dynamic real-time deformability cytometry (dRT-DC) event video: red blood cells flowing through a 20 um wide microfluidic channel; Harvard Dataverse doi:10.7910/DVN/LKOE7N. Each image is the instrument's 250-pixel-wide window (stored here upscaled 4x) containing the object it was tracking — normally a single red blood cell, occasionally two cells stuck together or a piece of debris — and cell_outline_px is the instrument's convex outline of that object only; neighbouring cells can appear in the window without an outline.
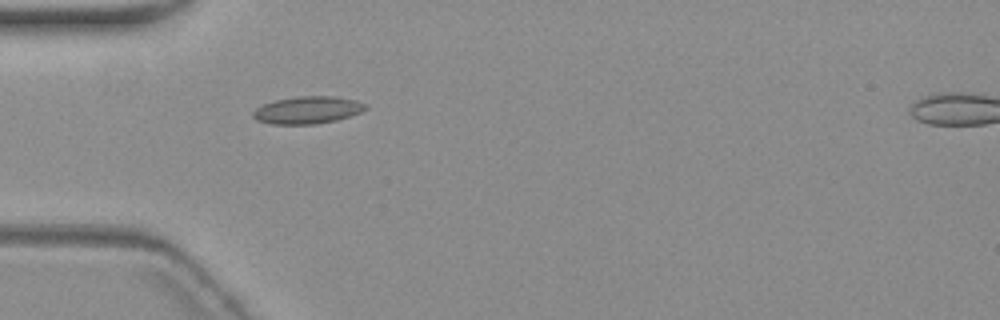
{"species": "common noctule bat (a hibernating species)", "species_latin": "Nyctalus noctula", "temperature_condition": "warm", "stored_images_in_passage": 2, "segment_of_instrument_passage": [1, 2], "camera_frame_rate_fps": 3000, "um_per_image_px": 0.085, "animal": {"sex": "female", "body_mass_g": 19.3, "forearm_length_mm": 54.1}, "frame": {"image": 1, "passage_image": 1, "time_ms": 0.0, "image_size_px": [1000, 320], "cell_outline_px": [[368, 108], [360, 112], [336, 120], [316, 124], [272, 124], [256, 120], [252, 116], [252, 112], [256, 108], [264, 104], [276, 100], [296, 96], [336, 96], [356, 100], [368, 104]], "centroid_in_image_um": [26.15, 9.35], "position_along_channel_um": 58.8, "area_um2": 17.98}}